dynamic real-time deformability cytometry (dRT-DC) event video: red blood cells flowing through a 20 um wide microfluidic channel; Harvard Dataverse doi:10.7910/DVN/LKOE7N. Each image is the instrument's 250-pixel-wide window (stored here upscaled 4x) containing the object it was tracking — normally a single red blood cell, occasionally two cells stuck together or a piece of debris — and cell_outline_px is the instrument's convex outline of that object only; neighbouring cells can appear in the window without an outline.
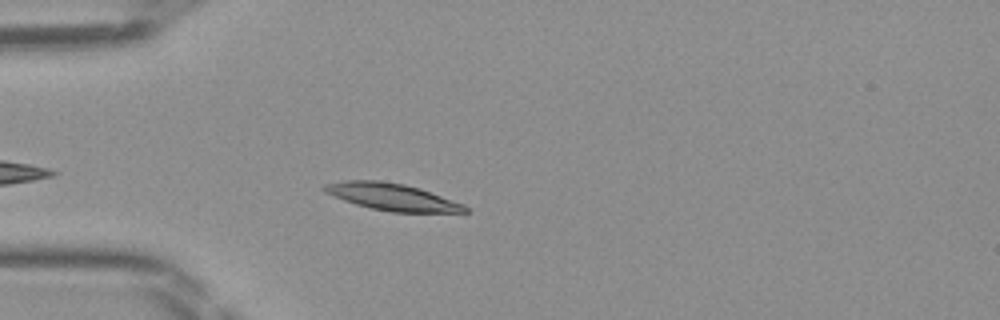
{"species": "Egyptian fruit bat (a non-hibernating species)", "species_latin": "Rousettus aegyptiacus", "temperature_condition": "room temperature", "stored_images_in_passage": 38, "camera_frame_rate_fps": 3000, "um_per_image_px": 0.085, "frame": {"image": 1, "passage_image": 4, "time_ms": 1.0, "image_size_px": [1000, 320], "cell_outline_px": [[468, 212], [392, 212], [372, 208], [356, 204], [344, 200], [324, 192], [320, 188], [324, 184], [344, 180], [380, 180], [404, 184], [420, 188], [464, 204], [468, 208]], "centroid_in_image_um": [33.3, 16.72], "position_along_channel_um": 51.7, "area_um2": 22.08}}
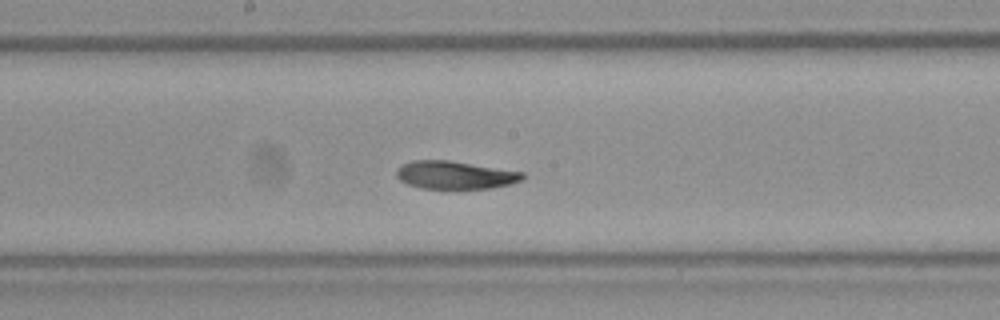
{"frame": {"image": 2, "passage_image": 16, "time_ms": 5.0, "image_size_px": [1000, 320], "cell_outline_px": [[524, 180], [508, 184], [488, 188], [420, 188], [408, 184], [400, 180], [396, 176], [396, 168], [400, 164], [412, 160], [448, 160], [524, 172]], "centroid_in_image_um": [38.63, 14.86], "position_along_channel_um": 209.6, "area_um2": 20.46}}
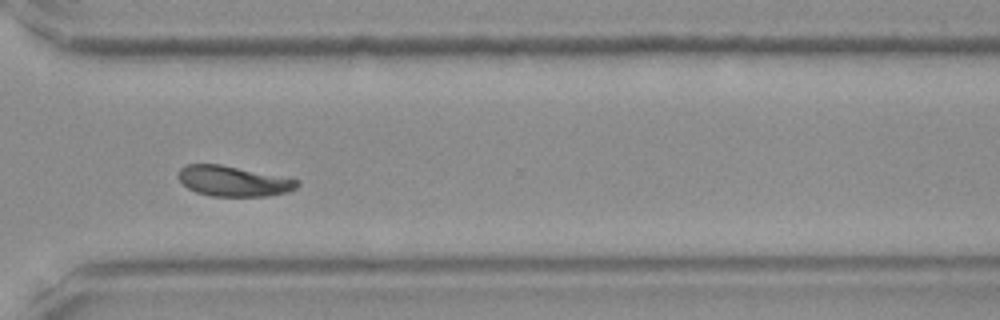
{"frame": {"image": 3, "passage_image": 26, "time_ms": 8.333, "image_size_px": [1000, 320], "cell_outline_px": [[300, 184], [296, 188], [288, 192], [268, 196], [212, 196], [196, 192], [188, 188], [176, 176], [180, 168], [188, 164], [220, 164], [300, 180]], "centroid_in_image_um": [19.83, 15.4], "position_along_channel_um": 350.8, "area_um2": 20.98}}